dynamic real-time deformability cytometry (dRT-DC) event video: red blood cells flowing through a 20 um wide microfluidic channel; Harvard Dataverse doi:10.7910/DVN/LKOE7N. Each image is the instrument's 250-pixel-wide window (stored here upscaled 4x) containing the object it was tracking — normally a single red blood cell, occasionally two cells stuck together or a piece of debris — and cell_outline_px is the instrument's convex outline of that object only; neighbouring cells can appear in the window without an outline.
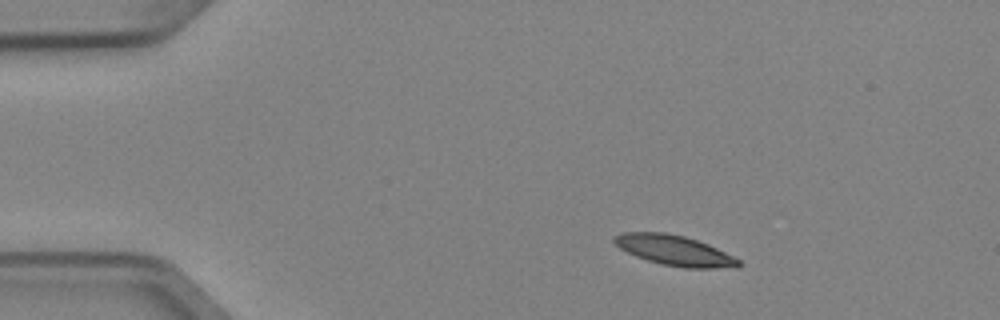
{"species": "Egyptian fruit bat (a non-hibernating species)", "species_latin": "Rousettus aegyptiacus", "temperature_condition": "cold", "stored_images_in_passage": 2, "camera_frame_rate_fps": 3000, "um_per_image_px": 0.085, "animal": {"sex": "female"}, "frame": {"image": 1, "passage_image": 1, "time_ms": 0.0, "image_size_px": [1000, 320], "cell_outline_px": [[740, 268], [684, 268], [664, 264], [648, 260], [636, 256], [620, 248], [612, 240], [612, 236], [620, 232], [664, 232], [684, 236], [708, 244], [740, 260]], "centroid_in_image_um": [57.32, 21.28], "position_along_channel_um": 27.7, "area_um2": 21.79}}